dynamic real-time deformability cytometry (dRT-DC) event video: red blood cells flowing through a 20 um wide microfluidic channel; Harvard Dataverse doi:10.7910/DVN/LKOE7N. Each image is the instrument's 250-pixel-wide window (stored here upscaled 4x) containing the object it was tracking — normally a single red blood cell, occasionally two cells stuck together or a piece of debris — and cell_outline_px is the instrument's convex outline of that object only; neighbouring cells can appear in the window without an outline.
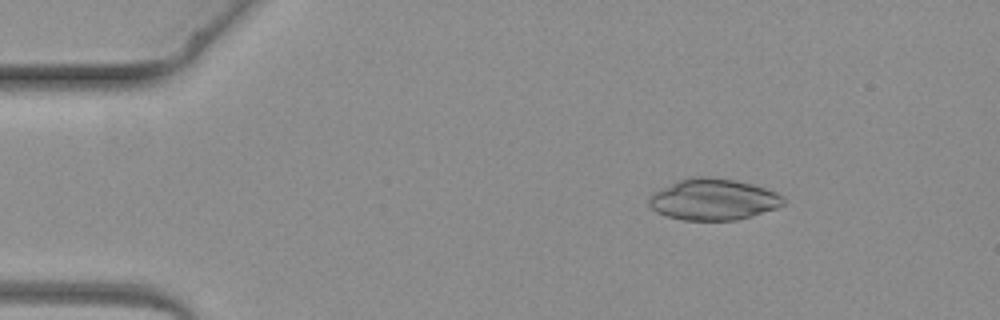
{"species": "common noctule bat (a hibernating species)", "species_latin": "Nyctalus noctula", "temperature_condition": "warm", "stored_images_in_passage": 3, "camera_frame_rate_fps": 3000, "um_per_image_px": 0.085, "animal": {"sex": "female", "body_mass_g": 19.3, "forearm_length_mm": 54.1}, "frame": {"image": 1, "passage_image": 2, "time_ms": 1.333, "image_size_px": [1000, 320], "cell_outline_px": [[784, 204], [776, 208], [752, 216], [736, 220], [684, 220], [668, 216], [656, 212], [648, 204], [648, 200], [652, 192], [680, 180], [700, 176], [708, 176], [736, 180], [752, 184], [776, 192], [784, 196]], "centroid_in_image_um": [60.63, 16.95], "position_along_channel_um": 24.4, "area_um2": 32.25}}